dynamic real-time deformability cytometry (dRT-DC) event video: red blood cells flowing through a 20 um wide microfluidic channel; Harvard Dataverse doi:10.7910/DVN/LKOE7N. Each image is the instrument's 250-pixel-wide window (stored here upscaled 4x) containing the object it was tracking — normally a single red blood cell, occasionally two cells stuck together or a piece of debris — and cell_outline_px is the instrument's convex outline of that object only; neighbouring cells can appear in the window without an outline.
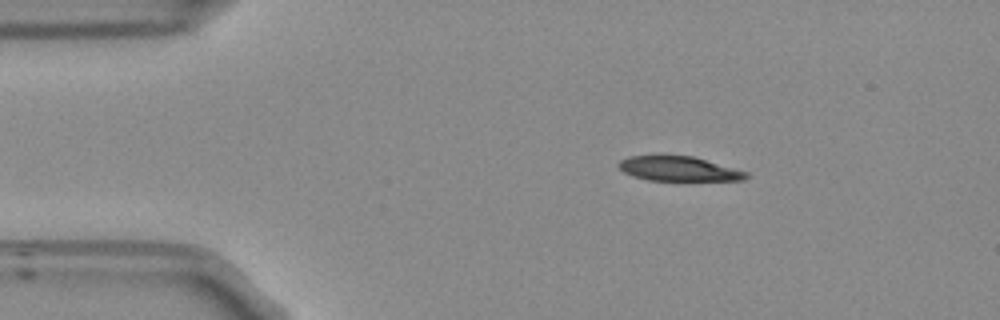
{"species": "Egyptian fruit bat (a non-hibernating species)", "species_latin": "Rousettus aegyptiacus", "temperature_condition": "room temperature", "stored_images_in_passage": 46, "camera_frame_rate_fps": 3000, "um_per_image_px": 0.085, "frame": {"image": 1, "passage_image": 1, "time_ms": 0.0, "image_size_px": [1000, 320], "cell_outline_px": [[748, 176], [744, 180], [648, 180], [632, 176], [624, 172], [616, 164], [620, 160], [628, 156], [692, 156], [748, 172]], "centroid_in_image_um": [57.66, 14.35], "position_along_channel_um": 27.3, "area_um2": 18.03}}
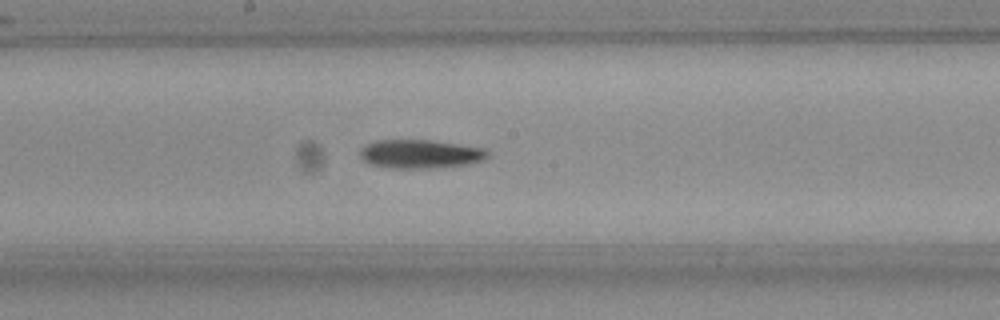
{"frame": {"image": 2, "passage_image": 20, "time_ms": 6.333, "image_size_px": [1000, 320], "cell_outline_px": [[488, 156], [484, 160], [468, 164], [432, 168], [392, 168], [372, 164], [364, 160], [360, 156], [360, 148], [376, 140], [428, 140], [484, 148], [488, 152]], "centroid_in_image_um": [35.72, 13.09], "position_along_channel_um": 212.5, "area_um2": 21.1}}
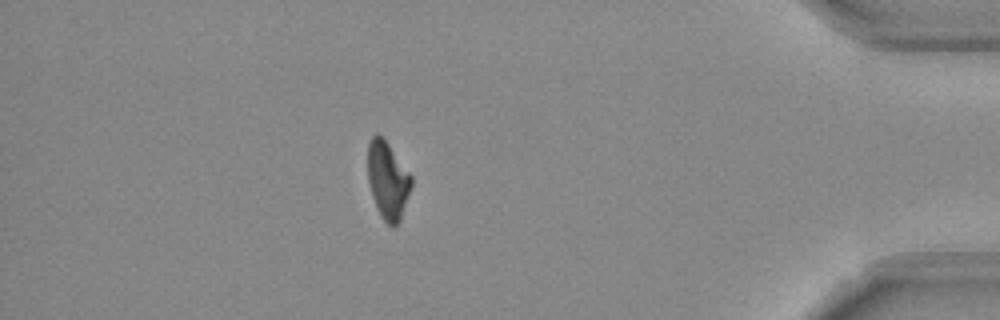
{"frame": {"image": 3, "passage_image": 39, "time_ms": 12.667, "image_size_px": [1000, 320], "cell_outline_px": [[412, 184], [400, 220], [392, 228], [380, 216], [372, 196], [368, 180], [368, 144], [372, 136], [376, 132], [388, 144], [412, 176]], "centroid_in_image_um": [32.95, 15.33], "position_along_channel_um": 402.3, "area_um2": 19.42}, "authors_computed_cell_mechanics": {"area_um2": 20.6346, "velocity_mm_per_s": 3.7458, "shape_relaxation_time_tau1_ms": 6.951, "shape_relaxation_time_tau2_ms": null, "deformation_change_tau1": 0.1913, "deformation_change_tau2": null}}